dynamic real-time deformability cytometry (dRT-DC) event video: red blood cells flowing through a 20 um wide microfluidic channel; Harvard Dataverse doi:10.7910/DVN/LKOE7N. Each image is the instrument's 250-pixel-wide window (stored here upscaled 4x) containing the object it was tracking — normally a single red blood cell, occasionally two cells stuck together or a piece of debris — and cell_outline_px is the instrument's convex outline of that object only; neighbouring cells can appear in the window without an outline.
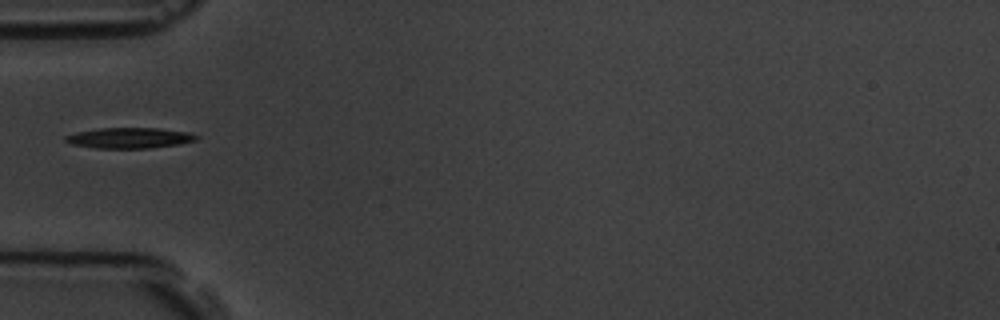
{"species": "common noctule bat (a hibernating species)", "species_latin": "Nyctalus noctula", "temperature_condition": "room temperature", "stored_images_in_passage": 6, "camera_frame_rate_fps": 3000, "um_per_image_px": 0.085, "animal": {"sex": "male", "body_mass_g": 19.5, "forearm_length_mm": 54.6}, "frame": {"image": 1, "passage_image": 6, "time_ms": 5.667, "image_size_px": [1000, 320], "cell_outline_px": [[200, 136], [196, 140], [180, 144], [148, 148], [96, 148], [72, 144], [64, 140], [64, 136], [76, 132], [100, 128], [156, 128], [184, 132]], "centroid_in_image_um": [10.97, 11.73], "position_along_channel_um": 74.0, "area_um2": 15.55}}